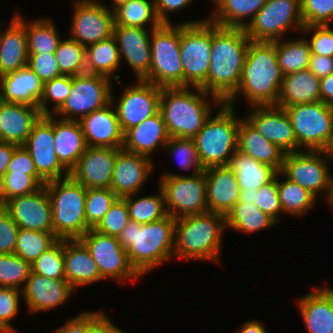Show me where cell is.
Wrapping results in <instances>:
<instances>
[{
    "instance_id": "obj_1",
    "label": "cell",
    "mask_w": 333,
    "mask_h": 333,
    "mask_svg": "<svg viewBox=\"0 0 333 333\" xmlns=\"http://www.w3.org/2000/svg\"><path fill=\"white\" fill-rule=\"evenodd\" d=\"M250 43L243 28H225L211 22V57L207 81L200 87L217 105L237 90Z\"/></svg>"
},
{
    "instance_id": "obj_2",
    "label": "cell",
    "mask_w": 333,
    "mask_h": 333,
    "mask_svg": "<svg viewBox=\"0 0 333 333\" xmlns=\"http://www.w3.org/2000/svg\"><path fill=\"white\" fill-rule=\"evenodd\" d=\"M282 80L274 41L250 40L239 86L225 104L234 107L240 93L251 106L276 105Z\"/></svg>"
},
{
    "instance_id": "obj_3",
    "label": "cell",
    "mask_w": 333,
    "mask_h": 333,
    "mask_svg": "<svg viewBox=\"0 0 333 333\" xmlns=\"http://www.w3.org/2000/svg\"><path fill=\"white\" fill-rule=\"evenodd\" d=\"M174 225L175 218L170 215L147 224L130 220L118 236L131 266L141 277L173 259Z\"/></svg>"
},
{
    "instance_id": "obj_4",
    "label": "cell",
    "mask_w": 333,
    "mask_h": 333,
    "mask_svg": "<svg viewBox=\"0 0 333 333\" xmlns=\"http://www.w3.org/2000/svg\"><path fill=\"white\" fill-rule=\"evenodd\" d=\"M225 216L207 211L175 219L173 259L219 263Z\"/></svg>"
},
{
    "instance_id": "obj_5",
    "label": "cell",
    "mask_w": 333,
    "mask_h": 333,
    "mask_svg": "<svg viewBox=\"0 0 333 333\" xmlns=\"http://www.w3.org/2000/svg\"><path fill=\"white\" fill-rule=\"evenodd\" d=\"M210 95L200 87H162L159 111L168 135L193 139L211 116Z\"/></svg>"
},
{
    "instance_id": "obj_6",
    "label": "cell",
    "mask_w": 333,
    "mask_h": 333,
    "mask_svg": "<svg viewBox=\"0 0 333 333\" xmlns=\"http://www.w3.org/2000/svg\"><path fill=\"white\" fill-rule=\"evenodd\" d=\"M58 239H80L89 229L85 214L87 189L71 176L45 183Z\"/></svg>"
},
{
    "instance_id": "obj_7",
    "label": "cell",
    "mask_w": 333,
    "mask_h": 333,
    "mask_svg": "<svg viewBox=\"0 0 333 333\" xmlns=\"http://www.w3.org/2000/svg\"><path fill=\"white\" fill-rule=\"evenodd\" d=\"M234 108L222 103L218 113L211 115L193 138L203 169L228 165L237 150L240 119Z\"/></svg>"
},
{
    "instance_id": "obj_8",
    "label": "cell",
    "mask_w": 333,
    "mask_h": 333,
    "mask_svg": "<svg viewBox=\"0 0 333 333\" xmlns=\"http://www.w3.org/2000/svg\"><path fill=\"white\" fill-rule=\"evenodd\" d=\"M151 63L143 79L158 87H184V72L180 59V23L162 24L151 31Z\"/></svg>"
},
{
    "instance_id": "obj_9",
    "label": "cell",
    "mask_w": 333,
    "mask_h": 333,
    "mask_svg": "<svg viewBox=\"0 0 333 333\" xmlns=\"http://www.w3.org/2000/svg\"><path fill=\"white\" fill-rule=\"evenodd\" d=\"M211 21L180 23V59L184 87H201L207 81L211 57Z\"/></svg>"
},
{
    "instance_id": "obj_10",
    "label": "cell",
    "mask_w": 333,
    "mask_h": 333,
    "mask_svg": "<svg viewBox=\"0 0 333 333\" xmlns=\"http://www.w3.org/2000/svg\"><path fill=\"white\" fill-rule=\"evenodd\" d=\"M294 129L298 151H322L333 135V108L322 101L284 108ZM302 149V150H301Z\"/></svg>"
},
{
    "instance_id": "obj_11",
    "label": "cell",
    "mask_w": 333,
    "mask_h": 333,
    "mask_svg": "<svg viewBox=\"0 0 333 333\" xmlns=\"http://www.w3.org/2000/svg\"><path fill=\"white\" fill-rule=\"evenodd\" d=\"M158 184L171 217L178 219L208 211L204 171L188 176L164 172Z\"/></svg>"
},
{
    "instance_id": "obj_12",
    "label": "cell",
    "mask_w": 333,
    "mask_h": 333,
    "mask_svg": "<svg viewBox=\"0 0 333 333\" xmlns=\"http://www.w3.org/2000/svg\"><path fill=\"white\" fill-rule=\"evenodd\" d=\"M303 27L300 0H267L245 32L251 41L273 42L291 29L301 33Z\"/></svg>"
},
{
    "instance_id": "obj_13",
    "label": "cell",
    "mask_w": 333,
    "mask_h": 333,
    "mask_svg": "<svg viewBox=\"0 0 333 333\" xmlns=\"http://www.w3.org/2000/svg\"><path fill=\"white\" fill-rule=\"evenodd\" d=\"M102 75L83 73L71 76V91L54 114L64 120H80L111 103L112 82ZM60 116V117H59Z\"/></svg>"
},
{
    "instance_id": "obj_14",
    "label": "cell",
    "mask_w": 333,
    "mask_h": 333,
    "mask_svg": "<svg viewBox=\"0 0 333 333\" xmlns=\"http://www.w3.org/2000/svg\"><path fill=\"white\" fill-rule=\"evenodd\" d=\"M328 159L323 151H298L284 155L282 176L296 182L316 198L322 194L325 202L331 193L332 175L328 168Z\"/></svg>"
},
{
    "instance_id": "obj_15",
    "label": "cell",
    "mask_w": 333,
    "mask_h": 333,
    "mask_svg": "<svg viewBox=\"0 0 333 333\" xmlns=\"http://www.w3.org/2000/svg\"><path fill=\"white\" fill-rule=\"evenodd\" d=\"M80 240L96 261L104 279L133 282L140 278V275L131 266L127 252L121 246L118 237L104 235L94 229H89Z\"/></svg>"
},
{
    "instance_id": "obj_16",
    "label": "cell",
    "mask_w": 333,
    "mask_h": 333,
    "mask_svg": "<svg viewBox=\"0 0 333 333\" xmlns=\"http://www.w3.org/2000/svg\"><path fill=\"white\" fill-rule=\"evenodd\" d=\"M22 147L30 154L37 173L46 182L70 176V172L61 164L56 155L54 115L42 116L33 126Z\"/></svg>"
},
{
    "instance_id": "obj_17",
    "label": "cell",
    "mask_w": 333,
    "mask_h": 333,
    "mask_svg": "<svg viewBox=\"0 0 333 333\" xmlns=\"http://www.w3.org/2000/svg\"><path fill=\"white\" fill-rule=\"evenodd\" d=\"M161 87L137 80L124 89L115 105L123 133L159 111Z\"/></svg>"
},
{
    "instance_id": "obj_18",
    "label": "cell",
    "mask_w": 333,
    "mask_h": 333,
    "mask_svg": "<svg viewBox=\"0 0 333 333\" xmlns=\"http://www.w3.org/2000/svg\"><path fill=\"white\" fill-rule=\"evenodd\" d=\"M70 38L87 47L113 35L114 14L100 2L73 3Z\"/></svg>"
},
{
    "instance_id": "obj_19",
    "label": "cell",
    "mask_w": 333,
    "mask_h": 333,
    "mask_svg": "<svg viewBox=\"0 0 333 333\" xmlns=\"http://www.w3.org/2000/svg\"><path fill=\"white\" fill-rule=\"evenodd\" d=\"M3 207L19 228L53 232L52 207L45 185L31 194L8 200Z\"/></svg>"
},
{
    "instance_id": "obj_20",
    "label": "cell",
    "mask_w": 333,
    "mask_h": 333,
    "mask_svg": "<svg viewBox=\"0 0 333 333\" xmlns=\"http://www.w3.org/2000/svg\"><path fill=\"white\" fill-rule=\"evenodd\" d=\"M245 117L265 139L285 154L298 152L294 129L284 108L276 105L253 106Z\"/></svg>"
},
{
    "instance_id": "obj_21",
    "label": "cell",
    "mask_w": 333,
    "mask_h": 333,
    "mask_svg": "<svg viewBox=\"0 0 333 333\" xmlns=\"http://www.w3.org/2000/svg\"><path fill=\"white\" fill-rule=\"evenodd\" d=\"M121 148L87 146L70 176L86 189L110 188L117 153Z\"/></svg>"
},
{
    "instance_id": "obj_22",
    "label": "cell",
    "mask_w": 333,
    "mask_h": 333,
    "mask_svg": "<svg viewBox=\"0 0 333 333\" xmlns=\"http://www.w3.org/2000/svg\"><path fill=\"white\" fill-rule=\"evenodd\" d=\"M152 160L121 148L115 160L110 189L121 198L138 194L153 171Z\"/></svg>"
},
{
    "instance_id": "obj_23",
    "label": "cell",
    "mask_w": 333,
    "mask_h": 333,
    "mask_svg": "<svg viewBox=\"0 0 333 333\" xmlns=\"http://www.w3.org/2000/svg\"><path fill=\"white\" fill-rule=\"evenodd\" d=\"M113 95L112 91L110 104L79 120L87 146L122 148L124 133L116 110L112 107L115 100Z\"/></svg>"
},
{
    "instance_id": "obj_24",
    "label": "cell",
    "mask_w": 333,
    "mask_h": 333,
    "mask_svg": "<svg viewBox=\"0 0 333 333\" xmlns=\"http://www.w3.org/2000/svg\"><path fill=\"white\" fill-rule=\"evenodd\" d=\"M150 35L139 27L114 25L113 37L119 48L120 58L129 64L137 80H143L149 73L151 63Z\"/></svg>"
},
{
    "instance_id": "obj_25",
    "label": "cell",
    "mask_w": 333,
    "mask_h": 333,
    "mask_svg": "<svg viewBox=\"0 0 333 333\" xmlns=\"http://www.w3.org/2000/svg\"><path fill=\"white\" fill-rule=\"evenodd\" d=\"M74 290L66 279H53L30 272L22 295L29 312L38 313L62 305Z\"/></svg>"
},
{
    "instance_id": "obj_26",
    "label": "cell",
    "mask_w": 333,
    "mask_h": 333,
    "mask_svg": "<svg viewBox=\"0 0 333 333\" xmlns=\"http://www.w3.org/2000/svg\"><path fill=\"white\" fill-rule=\"evenodd\" d=\"M203 171L208 211L226 217L240 196L236 174L228 165L210 167Z\"/></svg>"
},
{
    "instance_id": "obj_27",
    "label": "cell",
    "mask_w": 333,
    "mask_h": 333,
    "mask_svg": "<svg viewBox=\"0 0 333 333\" xmlns=\"http://www.w3.org/2000/svg\"><path fill=\"white\" fill-rule=\"evenodd\" d=\"M42 116L38 107L0 100V142L22 146Z\"/></svg>"
},
{
    "instance_id": "obj_28",
    "label": "cell",
    "mask_w": 333,
    "mask_h": 333,
    "mask_svg": "<svg viewBox=\"0 0 333 333\" xmlns=\"http://www.w3.org/2000/svg\"><path fill=\"white\" fill-rule=\"evenodd\" d=\"M63 256L65 279L74 289L105 280L80 239H63Z\"/></svg>"
},
{
    "instance_id": "obj_29",
    "label": "cell",
    "mask_w": 333,
    "mask_h": 333,
    "mask_svg": "<svg viewBox=\"0 0 333 333\" xmlns=\"http://www.w3.org/2000/svg\"><path fill=\"white\" fill-rule=\"evenodd\" d=\"M6 30L0 31V73L14 72L27 66L28 45L24 17L16 12Z\"/></svg>"
},
{
    "instance_id": "obj_30",
    "label": "cell",
    "mask_w": 333,
    "mask_h": 333,
    "mask_svg": "<svg viewBox=\"0 0 333 333\" xmlns=\"http://www.w3.org/2000/svg\"><path fill=\"white\" fill-rule=\"evenodd\" d=\"M297 300L308 333H333L332 288H315Z\"/></svg>"
},
{
    "instance_id": "obj_31",
    "label": "cell",
    "mask_w": 333,
    "mask_h": 333,
    "mask_svg": "<svg viewBox=\"0 0 333 333\" xmlns=\"http://www.w3.org/2000/svg\"><path fill=\"white\" fill-rule=\"evenodd\" d=\"M43 86L44 83L33 70L24 66L2 75L0 100L38 107L43 96Z\"/></svg>"
},
{
    "instance_id": "obj_32",
    "label": "cell",
    "mask_w": 333,
    "mask_h": 333,
    "mask_svg": "<svg viewBox=\"0 0 333 333\" xmlns=\"http://www.w3.org/2000/svg\"><path fill=\"white\" fill-rule=\"evenodd\" d=\"M169 138L166 124L158 111L124 133L122 148L151 158L158 145L164 148Z\"/></svg>"
},
{
    "instance_id": "obj_33",
    "label": "cell",
    "mask_w": 333,
    "mask_h": 333,
    "mask_svg": "<svg viewBox=\"0 0 333 333\" xmlns=\"http://www.w3.org/2000/svg\"><path fill=\"white\" fill-rule=\"evenodd\" d=\"M237 150L278 172L282 169L285 153L265 139L246 117L240 119Z\"/></svg>"
},
{
    "instance_id": "obj_34",
    "label": "cell",
    "mask_w": 333,
    "mask_h": 333,
    "mask_svg": "<svg viewBox=\"0 0 333 333\" xmlns=\"http://www.w3.org/2000/svg\"><path fill=\"white\" fill-rule=\"evenodd\" d=\"M54 115V146L61 164L70 172L87 148L78 120L56 119Z\"/></svg>"
},
{
    "instance_id": "obj_35",
    "label": "cell",
    "mask_w": 333,
    "mask_h": 333,
    "mask_svg": "<svg viewBox=\"0 0 333 333\" xmlns=\"http://www.w3.org/2000/svg\"><path fill=\"white\" fill-rule=\"evenodd\" d=\"M318 101H320V79L309 69L283 76L276 106L285 108Z\"/></svg>"
},
{
    "instance_id": "obj_36",
    "label": "cell",
    "mask_w": 333,
    "mask_h": 333,
    "mask_svg": "<svg viewBox=\"0 0 333 333\" xmlns=\"http://www.w3.org/2000/svg\"><path fill=\"white\" fill-rule=\"evenodd\" d=\"M228 166L236 174L240 191H258L278 173L274 167L261 163L239 150L233 153Z\"/></svg>"
},
{
    "instance_id": "obj_37",
    "label": "cell",
    "mask_w": 333,
    "mask_h": 333,
    "mask_svg": "<svg viewBox=\"0 0 333 333\" xmlns=\"http://www.w3.org/2000/svg\"><path fill=\"white\" fill-rule=\"evenodd\" d=\"M266 1L216 0L215 10L208 19L221 27L245 29Z\"/></svg>"
},
{
    "instance_id": "obj_38",
    "label": "cell",
    "mask_w": 333,
    "mask_h": 333,
    "mask_svg": "<svg viewBox=\"0 0 333 333\" xmlns=\"http://www.w3.org/2000/svg\"><path fill=\"white\" fill-rule=\"evenodd\" d=\"M119 48L113 36L86 47V73L102 75L120 82L115 74L121 65Z\"/></svg>"
},
{
    "instance_id": "obj_39",
    "label": "cell",
    "mask_w": 333,
    "mask_h": 333,
    "mask_svg": "<svg viewBox=\"0 0 333 333\" xmlns=\"http://www.w3.org/2000/svg\"><path fill=\"white\" fill-rule=\"evenodd\" d=\"M114 25L146 28V23H150V30L162 25L159 20L154 0H130L113 10Z\"/></svg>"
},
{
    "instance_id": "obj_40",
    "label": "cell",
    "mask_w": 333,
    "mask_h": 333,
    "mask_svg": "<svg viewBox=\"0 0 333 333\" xmlns=\"http://www.w3.org/2000/svg\"><path fill=\"white\" fill-rule=\"evenodd\" d=\"M226 228L247 234L273 227L277 224L270 216L260 210L254 202L238 201L225 217Z\"/></svg>"
},
{
    "instance_id": "obj_41",
    "label": "cell",
    "mask_w": 333,
    "mask_h": 333,
    "mask_svg": "<svg viewBox=\"0 0 333 333\" xmlns=\"http://www.w3.org/2000/svg\"><path fill=\"white\" fill-rule=\"evenodd\" d=\"M276 57L283 76L309 69L311 49L307 39L274 41Z\"/></svg>"
},
{
    "instance_id": "obj_42",
    "label": "cell",
    "mask_w": 333,
    "mask_h": 333,
    "mask_svg": "<svg viewBox=\"0 0 333 333\" xmlns=\"http://www.w3.org/2000/svg\"><path fill=\"white\" fill-rule=\"evenodd\" d=\"M279 177H281L280 172L277 173V188L283 213L296 217L306 215V212L316 204L317 198L287 177L283 181H280Z\"/></svg>"
},
{
    "instance_id": "obj_43",
    "label": "cell",
    "mask_w": 333,
    "mask_h": 333,
    "mask_svg": "<svg viewBox=\"0 0 333 333\" xmlns=\"http://www.w3.org/2000/svg\"><path fill=\"white\" fill-rule=\"evenodd\" d=\"M29 23V24H28ZM28 54L54 53L61 41L57 28L48 18L26 22Z\"/></svg>"
},
{
    "instance_id": "obj_44",
    "label": "cell",
    "mask_w": 333,
    "mask_h": 333,
    "mask_svg": "<svg viewBox=\"0 0 333 333\" xmlns=\"http://www.w3.org/2000/svg\"><path fill=\"white\" fill-rule=\"evenodd\" d=\"M157 189L159 195L143 196L136 200L134 199L137 194L123 197L126 201L131 221L147 224L168 215L163 190L160 186Z\"/></svg>"
},
{
    "instance_id": "obj_45",
    "label": "cell",
    "mask_w": 333,
    "mask_h": 333,
    "mask_svg": "<svg viewBox=\"0 0 333 333\" xmlns=\"http://www.w3.org/2000/svg\"><path fill=\"white\" fill-rule=\"evenodd\" d=\"M57 240L53 232L19 228L14 254L31 264Z\"/></svg>"
},
{
    "instance_id": "obj_46",
    "label": "cell",
    "mask_w": 333,
    "mask_h": 333,
    "mask_svg": "<svg viewBox=\"0 0 333 333\" xmlns=\"http://www.w3.org/2000/svg\"><path fill=\"white\" fill-rule=\"evenodd\" d=\"M54 55L61 75L76 76L86 73V47L70 37L59 42Z\"/></svg>"
},
{
    "instance_id": "obj_47",
    "label": "cell",
    "mask_w": 333,
    "mask_h": 333,
    "mask_svg": "<svg viewBox=\"0 0 333 333\" xmlns=\"http://www.w3.org/2000/svg\"><path fill=\"white\" fill-rule=\"evenodd\" d=\"M45 183L39 174L5 173L0 182V203L3 206L14 197L31 194Z\"/></svg>"
},
{
    "instance_id": "obj_48",
    "label": "cell",
    "mask_w": 333,
    "mask_h": 333,
    "mask_svg": "<svg viewBox=\"0 0 333 333\" xmlns=\"http://www.w3.org/2000/svg\"><path fill=\"white\" fill-rule=\"evenodd\" d=\"M30 272L31 264L18 255L0 254V286L14 287L22 291Z\"/></svg>"
},
{
    "instance_id": "obj_49",
    "label": "cell",
    "mask_w": 333,
    "mask_h": 333,
    "mask_svg": "<svg viewBox=\"0 0 333 333\" xmlns=\"http://www.w3.org/2000/svg\"><path fill=\"white\" fill-rule=\"evenodd\" d=\"M118 196L110 188H89L86 192L85 214L87 225L94 229L103 219Z\"/></svg>"
},
{
    "instance_id": "obj_50",
    "label": "cell",
    "mask_w": 333,
    "mask_h": 333,
    "mask_svg": "<svg viewBox=\"0 0 333 333\" xmlns=\"http://www.w3.org/2000/svg\"><path fill=\"white\" fill-rule=\"evenodd\" d=\"M31 272L53 279H65L63 239H58L33 263Z\"/></svg>"
},
{
    "instance_id": "obj_51",
    "label": "cell",
    "mask_w": 333,
    "mask_h": 333,
    "mask_svg": "<svg viewBox=\"0 0 333 333\" xmlns=\"http://www.w3.org/2000/svg\"><path fill=\"white\" fill-rule=\"evenodd\" d=\"M71 91V76L61 75L44 83L43 96L39 102L38 108L43 116L54 115L64 104ZM52 102L53 108L49 109V102Z\"/></svg>"
},
{
    "instance_id": "obj_52",
    "label": "cell",
    "mask_w": 333,
    "mask_h": 333,
    "mask_svg": "<svg viewBox=\"0 0 333 333\" xmlns=\"http://www.w3.org/2000/svg\"><path fill=\"white\" fill-rule=\"evenodd\" d=\"M164 149L171 152V155L178 160L180 168L189 170L193 169L194 166L193 174H198L204 170L200 164L193 139L170 137Z\"/></svg>"
},
{
    "instance_id": "obj_53",
    "label": "cell",
    "mask_w": 333,
    "mask_h": 333,
    "mask_svg": "<svg viewBox=\"0 0 333 333\" xmlns=\"http://www.w3.org/2000/svg\"><path fill=\"white\" fill-rule=\"evenodd\" d=\"M129 221L126 201L118 197L94 230L104 235L118 237Z\"/></svg>"
},
{
    "instance_id": "obj_54",
    "label": "cell",
    "mask_w": 333,
    "mask_h": 333,
    "mask_svg": "<svg viewBox=\"0 0 333 333\" xmlns=\"http://www.w3.org/2000/svg\"><path fill=\"white\" fill-rule=\"evenodd\" d=\"M20 296L21 290L0 286V333H16L10 322L19 311Z\"/></svg>"
},
{
    "instance_id": "obj_55",
    "label": "cell",
    "mask_w": 333,
    "mask_h": 333,
    "mask_svg": "<svg viewBox=\"0 0 333 333\" xmlns=\"http://www.w3.org/2000/svg\"><path fill=\"white\" fill-rule=\"evenodd\" d=\"M304 26L326 25L333 14V0H300Z\"/></svg>"
},
{
    "instance_id": "obj_56",
    "label": "cell",
    "mask_w": 333,
    "mask_h": 333,
    "mask_svg": "<svg viewBox=\"0 0 333 333\" xmlns=\"http://www.w3.org/2000/svg\"><path fill=\"white\" fill-rule=\"evenodd\" d=\"M255 204L276 223L281 221L278 215L283 213V210L277 188V175L272 181L258 189L257 194H255Z\"/></svg>"
},
{
    "instance_id": "obj_57",
    "label": "cell",
    "mask_w": 333,
    "mask_h": 333,
    "mask_svg": "<svg viewBox=\"0 0 333 333\" xmlns=\"http://www.w3.org/2000/svg\"><path fill=\"white\" fill-rule=\"evenodd\" d=\"M313 31L310 40H307L311 54L333 57V29L330 26H304L301 32L310 33Z\"/></svg>"
},
{
    "instance_id": "obj_58",
    "label": "cell",
    "mask_w": 333,
    "mask_h": 333,
    "mask_svg": "<svg viewBox=\"0 0 333 333\" xmlns=\"http://www.w3.org/2000/svg\"><path fill=\"white\" fill-rule=\"evenodd\" d=\"M27 66L43 83L61 76L54 53L29 54Z\"/></svg>"
},
{
    "instance_id": "obj_59",
    "label": "cell",
    "mask_w": 333,
    "mask_h": 333,
    "mask_svg": "<svg viewBox=\"0 0 333 333\" xmlns=\"http://www.w3.org/2000/svg\"><path fill=\"white\" fill-rule=\"evenodd\" d=\"M19 227L10 213L0 207V254L14 253Z\"/></svg>"
},
{
    "instance_id": "obj_60",
    "label": "cell",
    "mask_w": 333,
    "mask_h": 333,
    "mask_svg": "<svg viewBox=\"0 0 333 333\" xmlns=\"http://www.w3.org/2000/svg\"><path fill=\"white\" fill-rule=\"evenodd\" d=\"M105 315L103 311H85L59 327L56 333H90V329Z\"/></svg>"
},
{
    "instance_id": "obj_61",
    "label": "cell",
    "mask_w": 333,
    "mask_h": 333,
    "mask_svg": "<svg viewBox=\"0 0 333 333\" xmlns=\"http://www.w3.org/2000/svg\"><path fill=\"white\" fill-rule=\"evenodd\" d=\"M6 173L38 174L30 154L22 146L14 150Z\"/></svg>"
},
{
    "instance_id": "obj_62",
    "label": "cell",
    "mask_w": 333,
    "mask_h": 333,
    "mask_svg": "<svg viewBox=\"0 0 333 333\" xmlns=\"http://www.w3.org/2000/svg\"><path fill=\"white\" fill-rule=\"evenodd\" d=\"M194 1V0H193ZM192 0H154L155 10L162 24H170L168 14L186 8Z\"/></svg>"
},
{
    "instance_id": "obj_63",
    "label": "cell",
    "mask_w": 333,
    "mask_h": 333,
    "mask_svg": "<svg viewBox=\"0 0 333 333\" xmlns=\"http://www.w3.org/2000/svg\"><path fill=\"white\" fill-rule=\"evenodd\" d=\"M309 70L319 79L333 74V57L311 54Z\"/></svg>"
},
{
    "instance_id": "obj_64",
    "label": "cell",
    "mask_w": 333,
    "mask_h": 333,
    "mask_svg": "<svg viewBox=\"0 0 333 333\" xmlns=\"http://www.w3.org/2000/svg\"><path fill=\"white\" fill-rule=\"evenodd\" d=\"M17 147L18 145L13 143L0 142V182L7 171L12 154Z\"/></svg>"
},
{
    "instance_id": "obj_65",
    "label": "cell",
    "mask_w": 333,
    "mask_h": 333,
    "mask_svg": "<svg viewBox=\"0 0 333 333\" xmlns=\"http://www.w3.org/2000/svg\"><path fill=\"white\" fill-rule=\"evenodd\" d=\"M320 101L333 106V74L320 79Z\"/></svg>"
},
{
    "instance_id": "obj_66",
    "label": "cell",
    "mask_w": 333,
    "mask_h": 333,
    "mask_svg": "<svg viewBox=\"0 0 333 333\" xmlns=\"http://www.w3.org/2000/svg\"><path fill=\"white\" fill-rule=\"evenodd\" d=\"M122 329L114 325L108 316L104 315L91 329L90 333H124Z\"/></svg>"
},
{
    "instance_id": "obj_67",
    "label": "cell",
    "mask_w": 333,
    "mask_h": 333,
    "mask_svg": "<svg viewBox=\"0 0 333 333\" xmlns=\"http://www.w3.org/2000/svg\"><path fill=\"white\" fill-rule=\"evenodd\" d=\"M235 333H268V331L261 321L259 322L254 319L241 324V328Z\"/></svg>"
},
{
    "instance_id": "obj_68",
    "label": "cell",
    "mask_w": 333,
    "mask_h": 333,
    "mask_svg": "<svg viewBox=\"0 0 333 333\" xmlns=\"http://www.w3.org/2000/svg\"><path fill=\"white\" fill-rule=\"evenodd\" d=\"M258 191H240L239 200L241 202H254L255 203V194Z\"/></svg>"
},
{
    "instance_id": "obj_69",
    "label": "cell",
    "mask_w": 333,
    "mask_h": 333,
    "mask_svg": "<svg viewBox=\"0 0 333 333\" xmlns=\"http://www.w3.org/2000/svg\"><path fill=\"white\" fill-rule=\"evenodd\" d=\"M327 159L333 158V135L330 137L326 147L322 150Z\"/></svg>"
},
{
    "instance_id": "obj_70",
    "label": "cell",
    "mask_w": 333,
    "mask_h": 333,
    "mask_svg": "<svg viewBox=\"0 0 333 333\" xmlns=\"http://www.w3.org/2000/svg\"><path fill=\"white\" fill-rule=\"evenodd\" d=\"M130 0H113V3H112V8H110L112 11L118 7L119 5L125 3V2H129Z\"/></svg>"
},
{
    "instance_id": "obj_71",
    "label": "cell",
    "mask_w": 333,
    "mask_h": 333,
    "mask_svg": "<svg viewBox=\"0 0 333 333\" xmlns=\"http://www.w3.org/2000/svg\"><path fill=\"white\" fill-rule=\"evenodd\" d=\"M330 204L333 207V176H332V184H331V193L328 201L326 203Z\"/></svg>"
},
{
    "instance_id": "obj_72",
    "label": "cell",
    "mask_w": 333,
    "mask_h": 333,
    "mask_svg": "<svg viewBox=\"0 0 333 333\" xmlns=\"http://www.w3.org/2000/svg\"><path fill=\"white\" fill-rule=\"evenodd\" d=\"M84 3V2H97V0H74V3Z\"/></svg>"
},
{
    "instance_id": "obj_73",
    "label": "cell",
    "mask_w": 333,
    "mask_h": 333,
    "mask_svg": "<svg viewBox=\"0 0 333 333\" xmlns=\"http://www.w3.org/2000/svg\"><path fill=\"white\" fill-rule=\"evenodd\" d=\"M330 22L333 24V14H332L330 20L328 21V23H327L325 26H329V25H330V24H329Z\"/></svg>"
},
{
    "instance_id": "obj_74",
    "label": "cell",
    "mask_w": 333,
    "mask_h": 333,
    "mask_svg": "<svg viewBox=\"0 0 333 333\" xmlns=\"http://www.w3.org/2000/svg\"><path fill=\"white\" fill-rule=\"evenodd\" d=\"M1 80H2V74L0 73V84H1Z\"/></svg>"
}]
</instances>
